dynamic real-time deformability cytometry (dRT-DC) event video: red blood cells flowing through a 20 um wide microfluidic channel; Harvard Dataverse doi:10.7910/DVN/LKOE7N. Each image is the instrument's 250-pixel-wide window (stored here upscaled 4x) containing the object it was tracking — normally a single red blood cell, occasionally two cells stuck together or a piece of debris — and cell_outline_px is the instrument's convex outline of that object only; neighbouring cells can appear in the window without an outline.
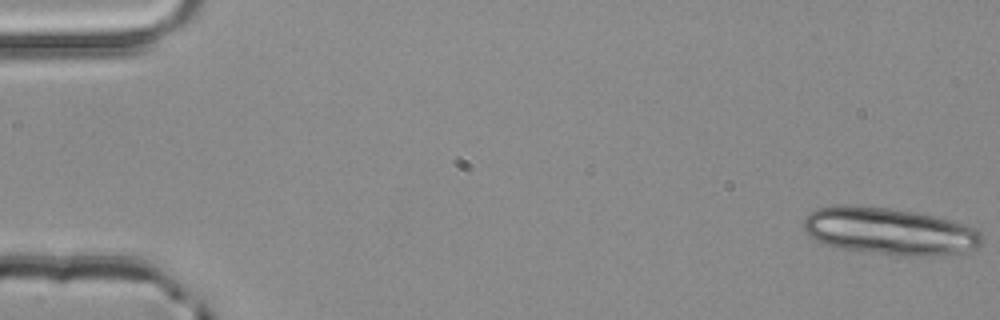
{"species": "common noctule bat (a hibernating species)", "species_latin": "Nyctalus noctula", "temperature_condition": "room temperature", "stored_images_in_passage": 4, "camera_frame_rate_fps": 3000, "um_per_image_px": 0.085, "animal": {"sex": "male", "body_mass_g": 20.4}, "frame": {"image": 1, "passage_image": 1, "time_ms": 0.0, "image_size_px": [1000, 320], "cell_outline_px": [[984, 240], [976, 248], [964, 252], [936, 256], [904, 256], [840, 248], [824, 244], [808, 236], [804, 228], [804, 220], [816, 208], [836, 204], [844, 204], [888, 208], [916, 212], [948, 220], [976, 228], [984, 236]], "centroid_in_image_um": [75.61, 19.66], "position_along_channel_um": 9.4, "area_um2": 49.01}}